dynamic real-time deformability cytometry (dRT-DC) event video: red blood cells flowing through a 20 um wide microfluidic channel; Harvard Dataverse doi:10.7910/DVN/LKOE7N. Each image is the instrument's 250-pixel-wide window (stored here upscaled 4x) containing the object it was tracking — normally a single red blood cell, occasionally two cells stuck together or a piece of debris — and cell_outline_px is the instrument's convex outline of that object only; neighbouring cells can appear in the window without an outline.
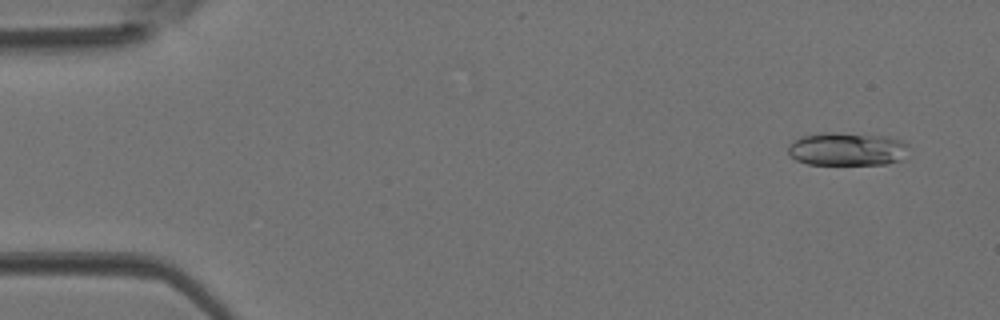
{"species": "Egyptian fruit bat (a non-hibernating species)", "species_latin": "Rousettus aegyptiacus", "temperature_condition": "room temperature", "stored_images_in_passage": 45, "segment_of_instrument_passage": [1, 2], "camera_frame_rate_fps": 3000, "um_per_image_px": 0.085, "animal": {"sex": "female"}, "frame": {"image": 1, "passage_image": 3, "time_ms": 0.667, "image_size_px": [1000, 320], "cell_outline_px": [[912, 156], [908, 160], [888, 164], [808, 164], [796, 160], [788, 152], [788, 144], [800, 136], [824, 132], [836, 132], [888, 136], [900, 140], [908, 144]], "centroid_in_image_um": [72.12, 12.67], "position_along_channel_um": 12.9, "area_um2": 24.16}}
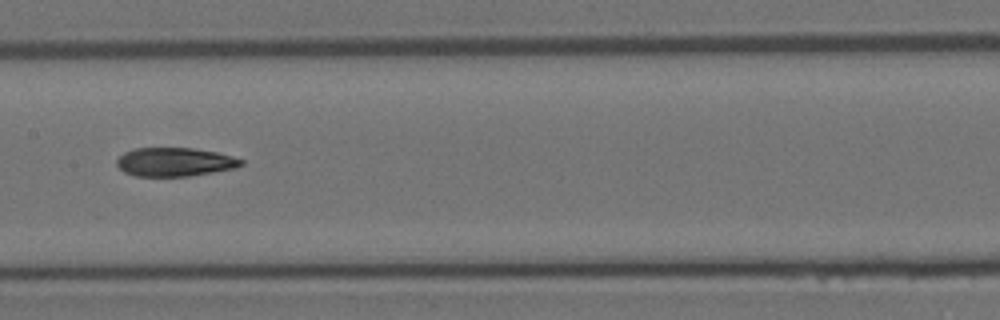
{"frame": {"image": 2, "passage_image": 22, "time_ms": 7.0, "image_size_px": [1000, 320], "cell_outline_px": [[244, 164], [236, 168], [188, 176], [136, 176], [124, 172], [116, 164], [116, 160], [124, 152], [136, 148], [192, 148], [216, 152], [232, 156], [244, 160]], "centroid_in_image_um": [14.86, 13.77], "position_along_channel_um": 192.5, "area_um2": 20.75}}
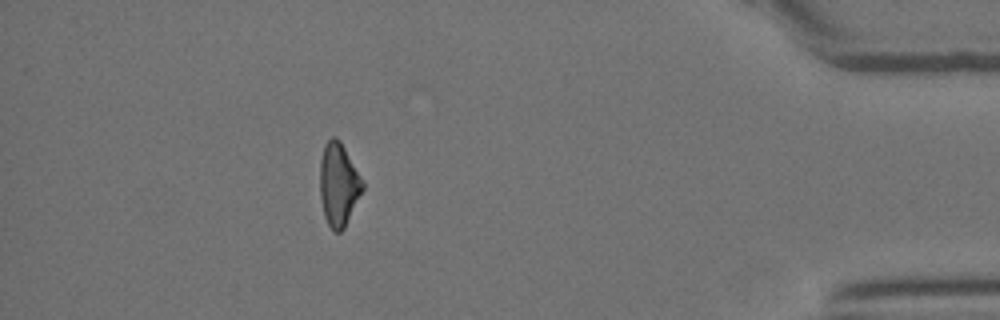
{"frame": {"image": 3, "passage_image": 39, "time_ms": 12.667, "image_size_px": [1000, 320], "cell_outline_px": [[364, 188], [344, 228], [340, 232], [332, 232], [324, 216], [320, 200], [320, 160], [324, 144], [332, 136], [336, 136], [340, 140], [364, 180]], "centroid_in_image_um": [28.78, 15.67], "position_along_channel_um": 406.4, "area_um2": 20.92}}